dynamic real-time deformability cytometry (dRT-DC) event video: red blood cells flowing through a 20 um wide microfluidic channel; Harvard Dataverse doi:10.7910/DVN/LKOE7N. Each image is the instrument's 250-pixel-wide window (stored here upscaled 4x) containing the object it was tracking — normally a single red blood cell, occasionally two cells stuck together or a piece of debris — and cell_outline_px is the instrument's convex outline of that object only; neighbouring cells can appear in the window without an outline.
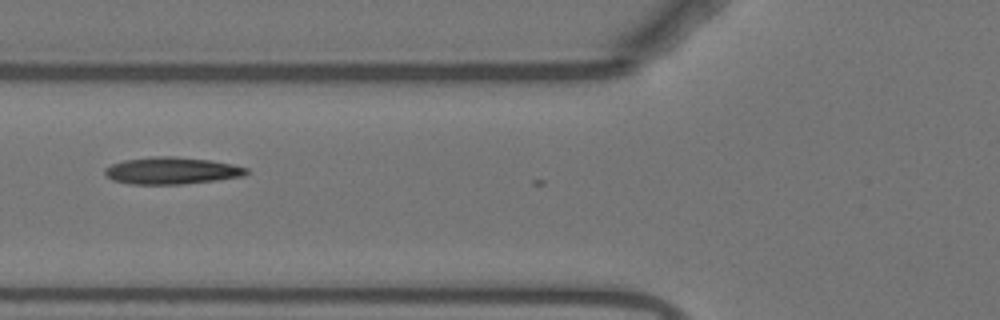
{"species": "Egyptian fruit bat (a non-hibernating species)", "species_latin": "Rousettus aegyptiacus", "temperature_condition": "warm", "stored_images_in_passage": 7, "camera_frame_rate_fps": 3000, "um_per_image_px": 0.085, "animal": {"sex": "female"}, "frame": {"image": 1, "passage_image": 3, "time_ms": 0.667, "image_size_px": [1000, 320], "cell_outline_px": [[248, 172], [244, 176], [216, 180], [180, 184], [132, 184], [112, 180], [104, 172], [104, 168], [112, 164], [124, 160], [152, 156], [172, 156], [208, 160], [232, 164], [248, 168]], "centroid_in_image_um": [14.58, 14.5], "position_along_channel_um": 111.2, "area_um2": 22.14}}
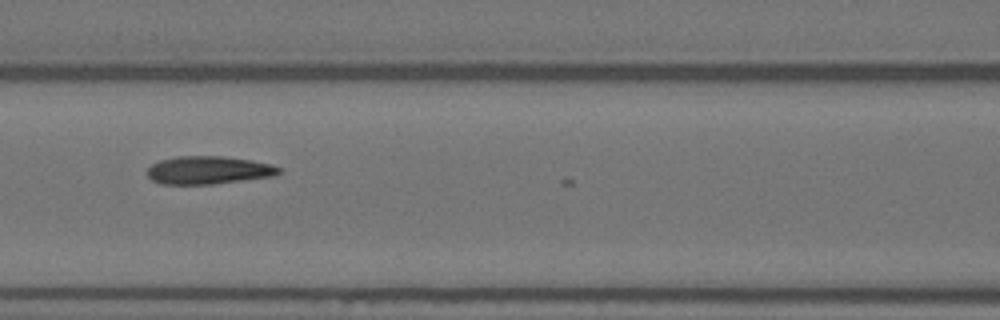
{"frame": {"image": 2, "passage_image": 6, "time_ms": 1.667, "image_size_px": [1000, 320], "cell_outline_px": [[280, 172], [272, 176], [212, 184], [160, 184], [152, 180], [148, 176], [148, 168], [152, 164], [160, 160], [176, 156], [224, 156], [252, 160], [272, 164], [280, 168]], "centroid_in_image_um": [17.7, 14.45], "position_along_channel_um": 148.9, "area_um2": 21.39}}